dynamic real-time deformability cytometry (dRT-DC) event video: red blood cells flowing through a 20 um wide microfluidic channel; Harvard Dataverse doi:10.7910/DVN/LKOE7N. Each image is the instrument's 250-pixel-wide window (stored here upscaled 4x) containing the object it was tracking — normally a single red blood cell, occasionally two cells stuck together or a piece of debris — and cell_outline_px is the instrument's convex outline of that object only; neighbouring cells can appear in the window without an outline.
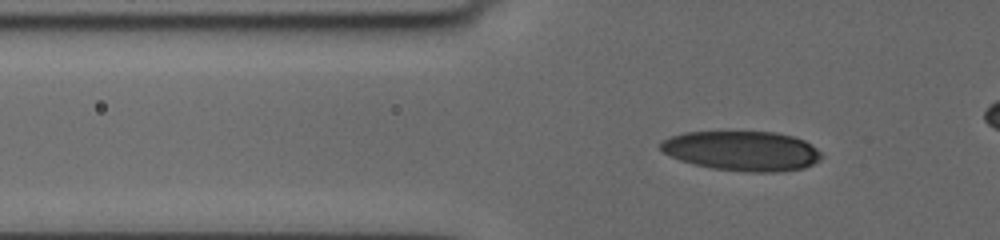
{"species": "human", "species_latin": "Homo sapiens", "temperature_condition": "cold", "stored_images_in_passage": 57, "camera_frame_rate_fps": 3000, "um_per_image_px": 0.085, "donor": {"sex": "female"}, "frame": {"image": 1, "passage_image": 23, "time_ms": 7.333, "image_size_px": [1000, 240], "cell_outline_px": [[824, 156], [820, 160], [804, 168], [780, 172], [748, 172], [712, 168], [692, 164], [668, 156], [660, 148], [660, 144], [664, 140], [672, 136], [684, 132], [776, 132], [792, 136], [804, 140], [812, 144]], "centroid_in_image_um": [63.1, 12.83], "position_along_channel_um": 62.7, "area_um2": 37.4}}
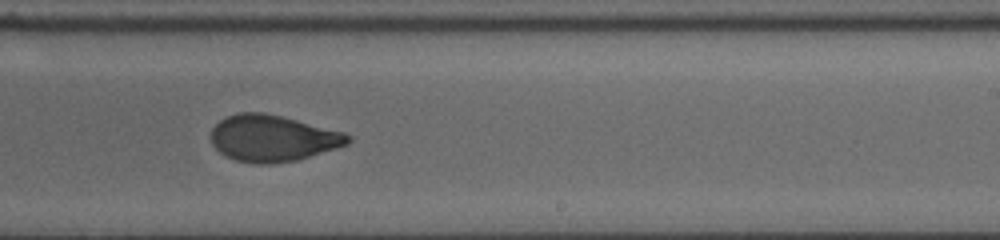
{"frame": {"image": 2, "passage_image": 41, "time_ms": 13.333, "image_size_px": [1000, 240], "cell_outline_px": [[352, 140], [348, 144], [336, 148], [296, 160], [272, 164], [252, 164], [236, 160], [224, 156], [212, 144], [212, 128], [220, 120], [236, 112], [264, 112], [344, 132], [352, 136]], "centroid_in_image_um": [23.17, 11.76], "position_along_channel_um": 265.8, "area_um2": 36.99}}
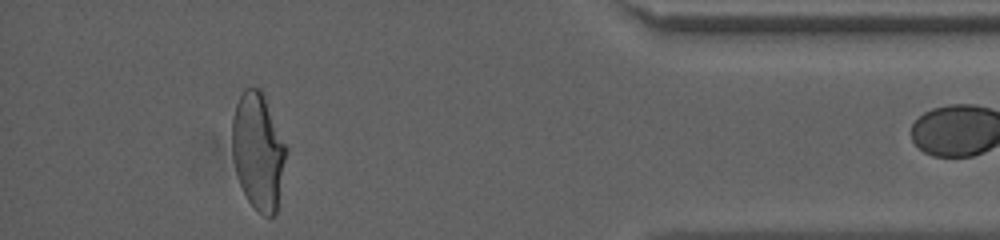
{"frame": {"image": 3, "passage_image": 56, "time_ms": 18.333, "image_size_px": [1000, 240], "cell_outline_px": [[288, 148], [276, 212], [272, 216], [264, 216], [248, 200], [240, 184], [236, 172], [232, 156], [232, 116], [236, 104], [244, 88], [260, 88], [264, 96]], "centroid_in_image_um": [21.94, 12.83], "position_along_channel_um": 413.3, "area_um2": 36.59}}